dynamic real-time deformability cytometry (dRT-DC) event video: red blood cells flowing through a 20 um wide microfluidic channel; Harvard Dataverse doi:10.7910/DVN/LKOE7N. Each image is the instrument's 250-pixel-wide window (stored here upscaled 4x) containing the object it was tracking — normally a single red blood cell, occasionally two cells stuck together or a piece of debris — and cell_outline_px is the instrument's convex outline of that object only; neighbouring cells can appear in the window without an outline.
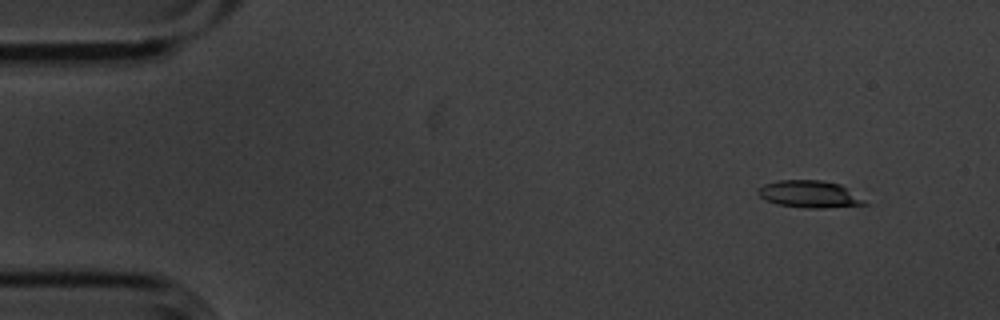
{"species": "common noctule bat (a hibernating species)", "species_latin": "Nyctalus noctula", "temperature_condition": "cold", "stored_images_in_passage": 5, "camera_frame_rate_fps": 3000, "um_per_image_px": 0.085, "animal": {"sex": "male", "body_mass_g": 20.1, "forearm_length_mm": 53.5}, "frame": {"image": 1, "passage_image": 2, "time_ms": 0.333, "image_size_px": [1000, 320], "cell_outline_px": [[868, 204], [824, 208], [804, 208], [776, 204], [760, 196], [756, 192], [764, 184], [776, 180], [820, 180], [840, 184], [864, 200]], "centroid_in_image_um": [68.77, 16.5], "position_along_channel_um": 16.2, "area_um2": 16.65}}
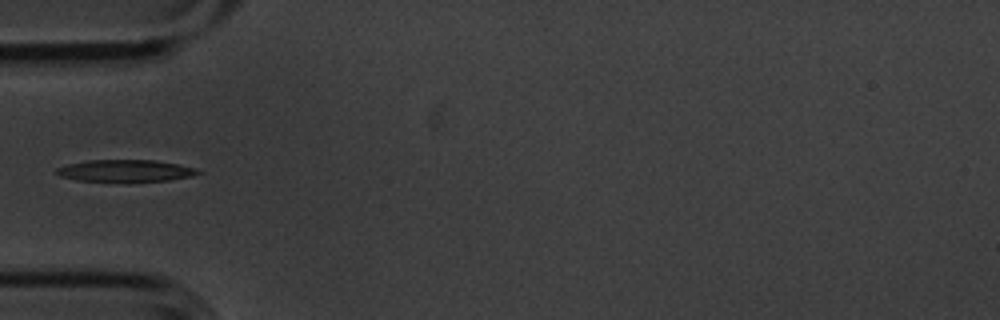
{"frame": {"image": 2, "passage_image": 5, "time_ms": 1.333, "image_size_px": [1000, 320], "cell_outline_px": [[204, 172], [192, 176], [168, 180], [128, 184], [76, 180], [60, 176], [56, 172], [56, 168], [68, 164], [88, 160], [156, 160], [196, 168]], "centroid_in_image_um": [10.67, 14.55], "position_along_channel_um": 74.3, "area_um2": 18.9}}